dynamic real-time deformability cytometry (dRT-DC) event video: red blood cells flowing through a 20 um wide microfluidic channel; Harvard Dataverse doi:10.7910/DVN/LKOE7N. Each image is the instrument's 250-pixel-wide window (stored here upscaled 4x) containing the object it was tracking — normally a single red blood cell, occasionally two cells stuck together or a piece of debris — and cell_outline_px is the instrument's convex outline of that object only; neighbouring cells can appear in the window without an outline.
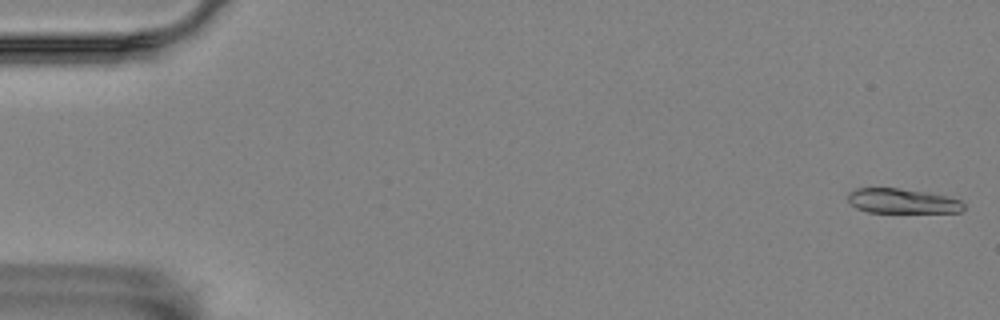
{"species": "Egyptian fruit bat (a non-hibernating species)", "species_latin": "Rousettus aegyptiacus", "temperature_condition": "room temperature", "stored_images_in_passage": 57, "segment_of_instrument_passage": [1, 2], "camera_frame_rate_fps": 3000, "um_per_image_px": 0.085, "animal": {"sex": "female"}, "frame": {"image": 1, "passage_image": 1, "time_ms": 0.0, "image_size_px": [1000, 320], "cell_outline_px": [[964, 208], [960, 212], [868, 212], [856, 208], [848, 200], [848, 192], [856, 188], [896, 188], [928, 192], [948, 196], [960, 200], [964, 204]], "centroid_in_image_um": [76.69, 17.08], "position_along_channel_um": 8.3, "area_um2": 16.7}}
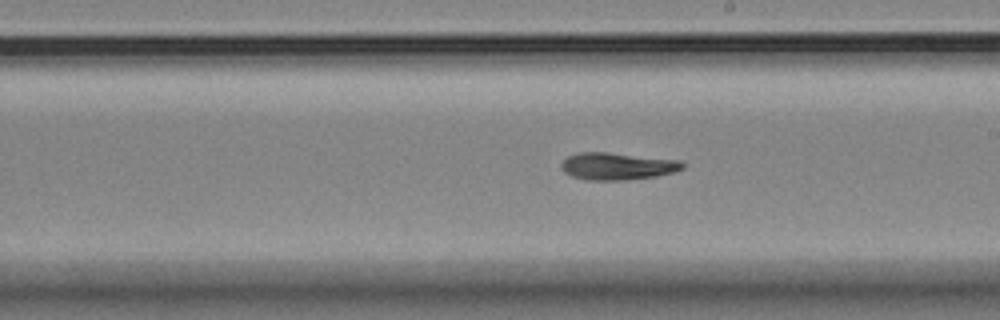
{"frame": {"image": 2, "passage_image": 32, "time_ms": 10.333, "image_size_px": [1000, 320], "cell_outline_px": [[684, 168], [676, 172], [656, 176], [624, 180], [584, 180], [572, 176], [564, 172], [560, 168], [560, 164], [568, 156], [580, 152], [604, 152], [680, 160], [684, 164]], "centroid_in_image_um": [52.46, 14.13], "position_along_channel_um": 236.5, "area_um2": 19.25}}
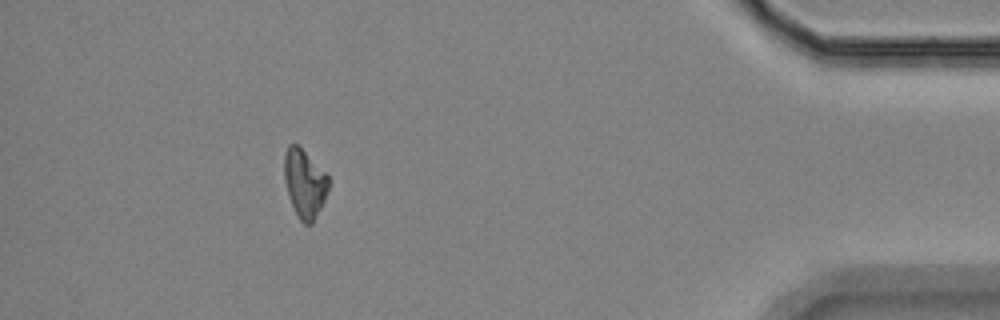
{"frame": {"image": 3, "passage_image": 51, "time_ms": 16.667, "image_size_px": [1000, 320], "cell_outline_px": [[328, 188], [324, 200], [312, 224], [304, 224], [300, 220], [288, 196], [284, 180], [284, 156], [288, 144], [296, 144], [328, 176]], "centroid_in_image_um": [25.86, 15.6], "position_along_channel_um": 409.3, "area_um2": 17.17}}